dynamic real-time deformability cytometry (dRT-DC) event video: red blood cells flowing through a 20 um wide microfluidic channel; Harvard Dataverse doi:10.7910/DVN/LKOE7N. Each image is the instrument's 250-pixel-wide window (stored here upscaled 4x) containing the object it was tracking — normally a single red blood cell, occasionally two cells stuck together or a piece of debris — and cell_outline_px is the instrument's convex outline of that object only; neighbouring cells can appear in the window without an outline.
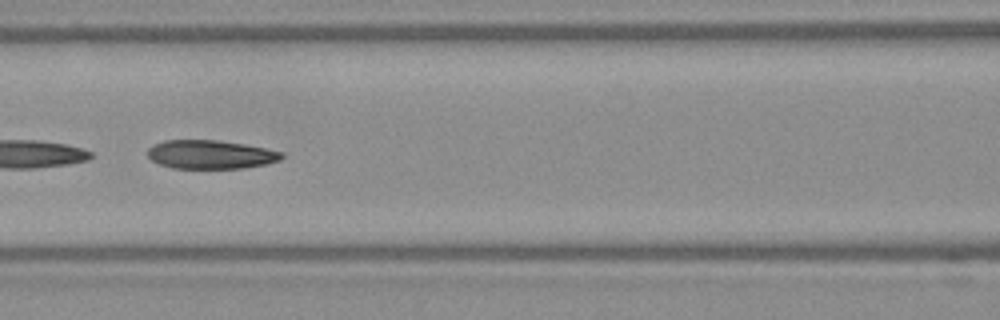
{"species": "Egyptian fruit bat (a non-hibernating species)", "species_latin": "Rousettus aegyptiacus", "temperature_condition": "warm", "stored_images_in_passage": 31, "camera_frame_rate_fps": 3000, "um_per_image_px": 0.085, "frame": {"image": 1, "passage_image": 22, "time_ms": 7.0, "image_size_px": [1000, 320], "cell_outline_px": [[284, 156], [280, 160], [268, 164], [244, 168], [172, 168], [160, 164], [152, 160], [148, 156], [148, 148], [152, 144], [164, 140], [216, 140], [244, 144], [284, 152]], "centroid_in_image_um": [17.91, 13.13], "position_along_channel_um": 148.7, "area_um2": 22.48}}